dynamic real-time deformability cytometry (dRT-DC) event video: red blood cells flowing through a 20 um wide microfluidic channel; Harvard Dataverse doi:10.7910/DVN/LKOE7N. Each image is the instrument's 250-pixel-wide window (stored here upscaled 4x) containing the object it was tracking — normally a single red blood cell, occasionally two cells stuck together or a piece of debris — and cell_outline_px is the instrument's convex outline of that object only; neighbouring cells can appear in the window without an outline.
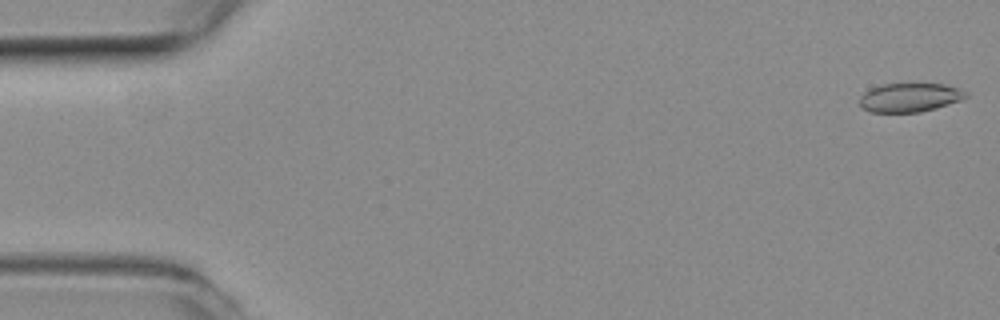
{"species": "common noctule bat (a hibernating species)", "species_latin": "Nyctalus noctula", "temperature_condition": "room temperature", "stored_images_in_passage": 56, "camera_frame_rate_fps": 3000, "um_per_image_px": 0.085, "animal": {"sex": "female", "body_mass_g": 19.3, "forearm_length_mm": 54.1}, "frame": {"image": 1, "passage_image": 1, "time_ms": 0.0, "image_size_px": [1000, 320], "cell_outline_px": [[968, 96], [960, 100], [936, 108], [920, 112], [872, 112], [864, 108], [860, 104], [860, 96], [864, 92], [880, 84], [908, 80], [944, 84], [960, 88], [968, 92]], "centroid_in_image_um": [77.35, 8.22], "position_along_channel_um": 7.6, "area_um2": 18.73}}
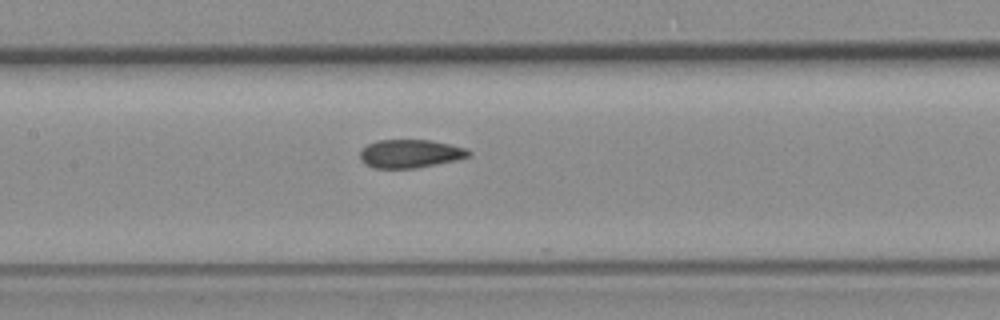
{"frame": {"image": 2, "passage_image": 26, "time_ms": 8.333, "image_size_px": [1000, 320], "cell_outline_px": [[472, 152], [468, 156], [456, 160], [416, 168], [372, 168], [364, 164], [360, 160], [360, 152], [368, 144], [376, 140], [432, 140], [468, 148]], "centroid_in_image_um": [34.86, 13.06], "position_along_channel_um": 172.5, "area_um2": 18.03}}
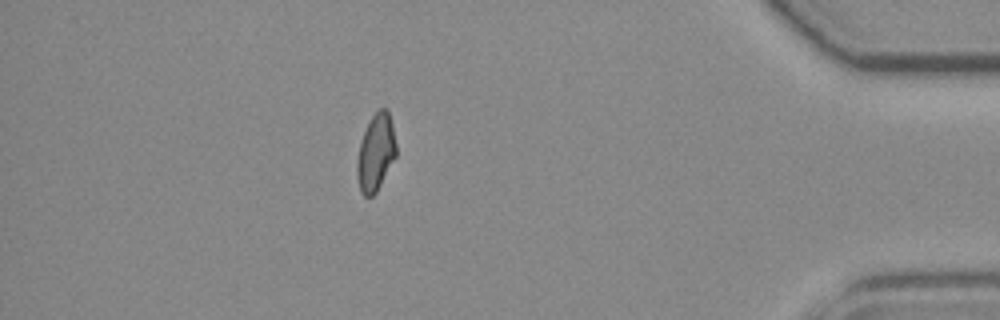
{"frame": {"image": 3, "passage_image": 49, "time_ms": 16.0, "image_size_px": [1000, 320], "cell_outline_px": [[396, 156], [376, 192], [372, 196], [364, 196], [360, 192], [356, 176], [356, 164], [360, 140], [368, 120], [380, 108], [388, 108], [392, 124], [396, 144]], "centroid_in_image_um": [31.92, 12.95], "position_along_channel_um": 403.3, "area_um2": 17.74}, "authors_computed_cell_mechanics": {"area_um2": 18.3226, "velocity_mm_per_s": 3.6545, "shape_relaxation_time_tau1_ms": 10.8415, "shape_relaxation_time_tau2_ms": 1.3203, "deformation_change_tau1": 0.2167, "deformation_change_tau2": 0.0762}}